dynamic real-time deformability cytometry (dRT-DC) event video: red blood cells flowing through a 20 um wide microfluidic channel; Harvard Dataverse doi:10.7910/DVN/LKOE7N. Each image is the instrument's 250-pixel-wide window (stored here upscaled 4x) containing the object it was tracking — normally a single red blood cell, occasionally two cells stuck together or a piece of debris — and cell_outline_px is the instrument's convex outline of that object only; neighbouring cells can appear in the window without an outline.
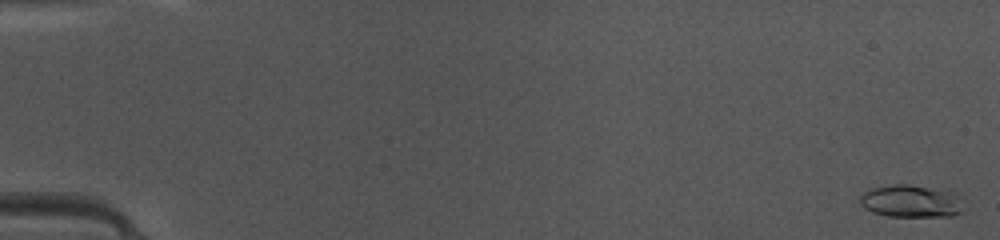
{"species": "common noctule bat (a hibernating species)", "species_latin": "Nyctalus noctula", "temperature_condition": "warm", "stored_images_in_passage": 48, "camera_frame_rate_fps": 3000, "um_per_image_px": 0.085, "animal": {"sex": "female", "body_mass_g": 10.0, "forearm_length_mm": 53.1}, "frame": {"image": 1, "passage_image": 1, "time_ms": 0.0, "image_size_px": [1000, 240], "cell_outline_px": [[960, 212], [952, 216], [888, 216], [872, 212], [864, 208], [860, 204], [860, 196], [864, 192], [872, 188], [892, 184], [908, 184], [956, 192]], "centroid_in_image_um": [77.36, 17.09], "position_along_channel_um": 7.6, "area_um2": 19.31}}
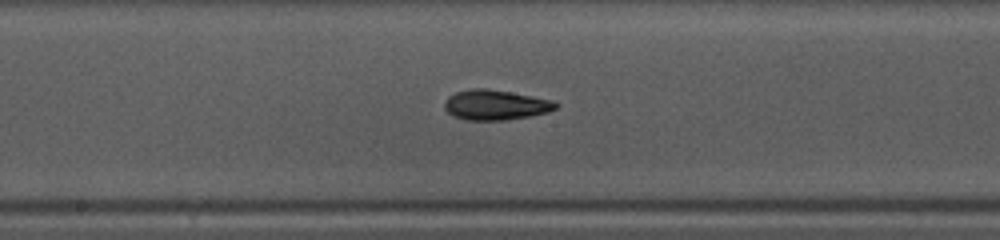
{"frame": {"image": 2, "passage_image": 26, "time_ms": 8.333, "image_size_px": [1000, 240], "cell_outline_px": [[560, 104], [556, 108], [548, 112], [532, 116], [504, 120], [468, 120], [452, 116], [444, 108], [444, 104], [448, 96], [456, 92], [468, 88], [484, 88], [512, 92], [552, 100]], "centroid_in_image_um": [42.11, 8.91], "position_along_channel_um": 206.1, "area_um2": 19.65}}
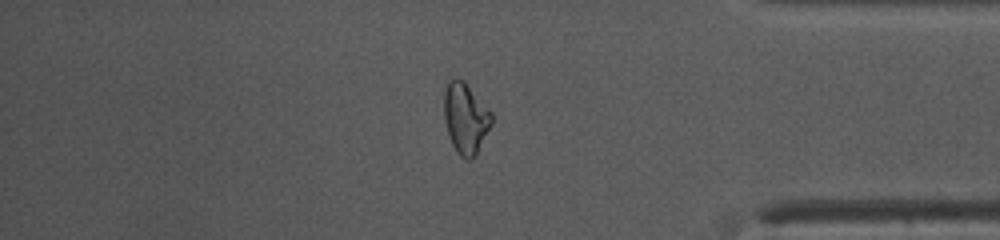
{"frame": {"image": 3, "passage_image": 41, "time_ms": 13.333, "image_size_px": [1000, 240], "cell_outline_px": [[492, 124], [472, 160], [468, 160], [460, 156], [452, 144], [444, 120], [444, 92], [448, 80], [452, 76], [456, 76], [464, 80], [492, 112]], "centroid_in_image_um": [39.56, 9.99], "position_along_channel_um": 395.6, "area_um2": 19.71}, "authors_computed_cell_mechanics": {"area_um2": 18.5249, "velocity_mm_per_s": 4.191, "shape_relaxation_time_tau1_ms": 7.7414, "shape_relaxation_time_tau2_ms": 4.6958, "deformation_change_tau1": 0.2435, "deformation_change_tau2": 0.1141}}